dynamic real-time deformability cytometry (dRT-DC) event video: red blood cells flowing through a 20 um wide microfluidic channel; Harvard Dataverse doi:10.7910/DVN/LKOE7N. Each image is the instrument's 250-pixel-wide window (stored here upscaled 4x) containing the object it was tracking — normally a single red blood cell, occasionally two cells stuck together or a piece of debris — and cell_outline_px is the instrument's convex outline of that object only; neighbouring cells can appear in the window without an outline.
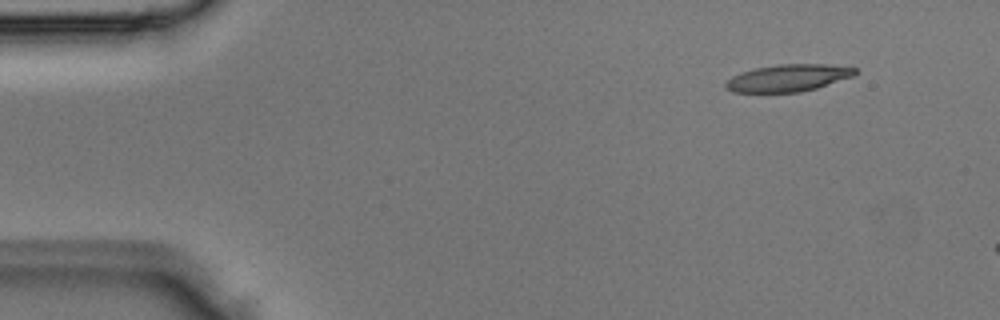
{"species": "Egyptian fruit bat (a non-hibernating species)", "species_latin": "Rousettus aegyptiacus", "temperature_condition": "room temperature", "stored_images_in_passage": 3, "camera_frame_rate_fps": 3000, "um_per_image_px": 0.085, "animal": {"sex": "male"}, "frame": {"image": 1, "passage_image": 1, "time_ms": 0.0, "image_size_px": [1000, 320], "cell_outline_px": [[856, 72], [852, 76], [816, 88], [800, 92], [732, 92], [724, 84], [732, 76], [740, 72], [756, 68], [776, 64], [824, 64], [856, 68]], "centroid_in_image_um": [66.96, 6.62], "position_along_channel_um": 18.0, "area_um2": 20.17}}